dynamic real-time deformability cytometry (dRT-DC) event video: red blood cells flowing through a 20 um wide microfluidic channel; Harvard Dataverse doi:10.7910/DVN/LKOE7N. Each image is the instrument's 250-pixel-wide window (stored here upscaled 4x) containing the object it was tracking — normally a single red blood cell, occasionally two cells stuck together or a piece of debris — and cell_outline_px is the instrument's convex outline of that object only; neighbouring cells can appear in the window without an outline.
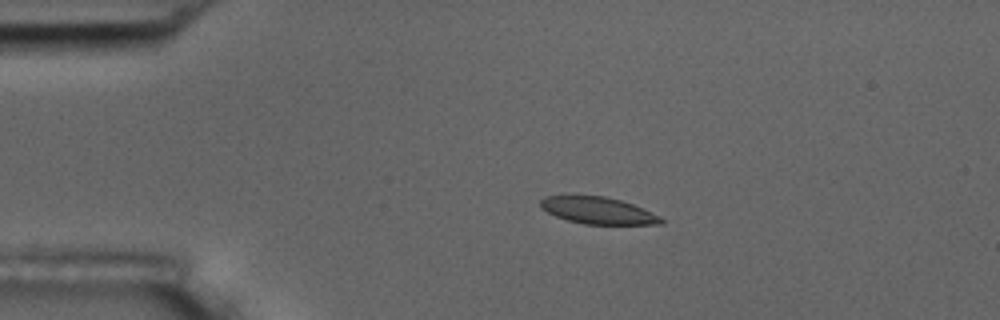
{"species": "common noctule bat (a hibernating species)", "species_latin": "Nyctalus noctula", "temperature_condition": "room temperature", "stored_images_in_passage": 4, "camera_frame_rate_fps": 3000, "um_per_image_px": 0.085, "animal": {"sex": "male", "body_mass_g": 17.5, "forearm_length_mm": 52.3}, "frame": {"image": 1, "passage_image": 3, "time_ms": 0.667, "image_size_px": [1000, 320], "cell_outline_px": [[664, 224], [584, 224], [568, 220], [556, 216], [540, 208], [540, 200], [548, 196], [604, 196], [620, 200], [644, 208], [660, 216], [664, 220]], "centroid_in_image_um": [50.86, 17.9], "position_along_channel_um": 34.1, "area_um2": 18.73}}